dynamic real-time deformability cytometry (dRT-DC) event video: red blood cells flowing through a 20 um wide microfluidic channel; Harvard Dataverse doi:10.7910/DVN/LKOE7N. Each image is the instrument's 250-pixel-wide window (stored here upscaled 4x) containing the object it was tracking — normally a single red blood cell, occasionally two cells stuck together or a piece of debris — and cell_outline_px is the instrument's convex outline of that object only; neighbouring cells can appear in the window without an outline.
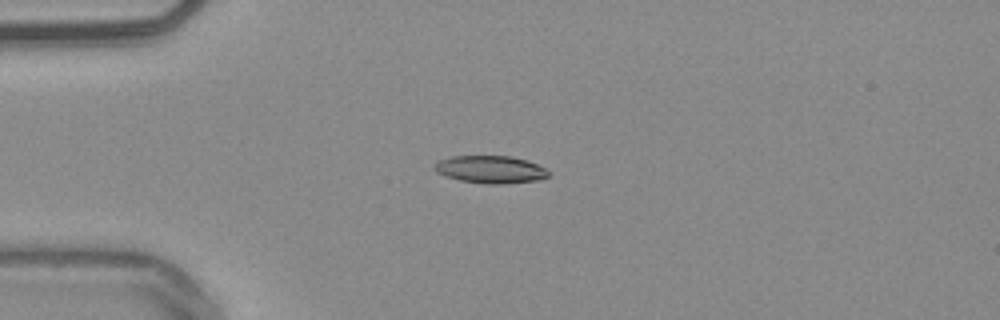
{"species": "common noctule bat (a hibernating species)", "species_latin": "Nyctalus noctula", "temperature_condition": "warm", "stored_images_in_passage": 40, "camera_frame_rate_fps": 3000, "um_per_image_px": 0.085, "animal": {"sex": "male", "body_mass_g": 20.4}, "frame": {"image": 1, "passage_image": 1, "time_ms": 0.0, "image_size_px": [1000, 320], "cell_outline_px": [[552, 172], [548, 176], [540, 180], [504, 184], [488, 184], [460, 180], [444, 176], [436, 172], [432, 168], [440, 160], [452, 156], [512, 156], [528, 160]], "centroid_in_image_um": [41.72, 14.41], "position_along_channel_um": 43.3, "area_um2": 18.44}}
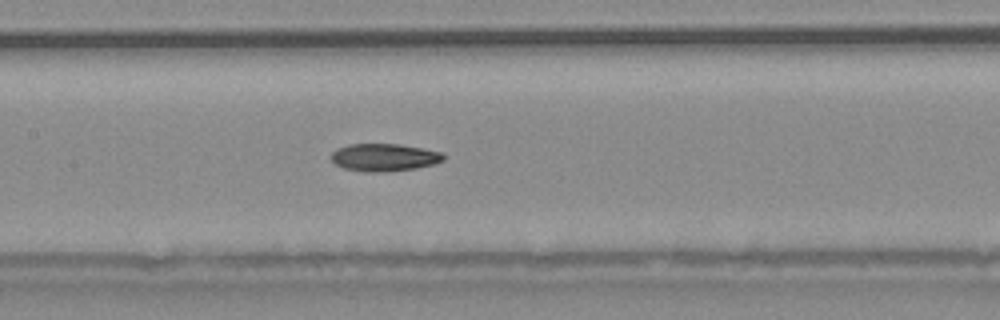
{"frame": {"image": 2, "passage_image": 13, "time_ms": 4.0, "image_size_px": [1000, 320], "cell_outline_px": [[444, 160], [432, 164], [416, 168], [376, 172], [364, 172], [344, 168], [336, 164], [332, 160], [332, 152], [336, 148], [348, 144], [396, 144], [444, 152]], "centroid_in_image_um": [32.64, 13.37], "position_along_channel_um": 174.8, "area_um2": 17.86}}
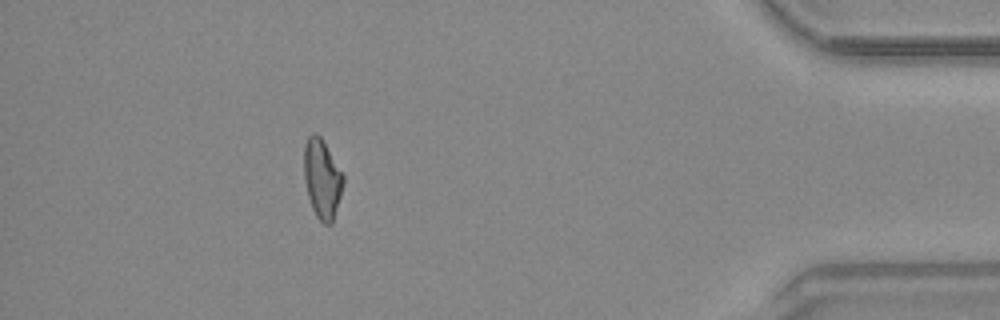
{"frame": {"image": 3, "passage_image": 35, "time_ms": 11.333, "image_size_px": [1000, 320], "cell_outline_px": [[344, 184], [332, 224], [324, 224], [316, 216], [312, 208], [308, 196], [304, 176], [304, 144], [308, 136], [312, 132], [316, 132], [320, 136], [344, 176]], "centroid_in_image_um": [27.37, 15.19], "position_along_channel_um": 407.8, "area_um2": 18.03}, "authors_computed_cell_mechanics": {"area_um2": 18.1781, "velocity_mm_per_s": 3.8688, "shape_relaxation_time_tau1_ms": 10.8749, "shape_relaxation_time_tau2_ms": 4.2546, "deformation_change_tau1": 0.2325, "deformation_change_tau2": 0.1198}}